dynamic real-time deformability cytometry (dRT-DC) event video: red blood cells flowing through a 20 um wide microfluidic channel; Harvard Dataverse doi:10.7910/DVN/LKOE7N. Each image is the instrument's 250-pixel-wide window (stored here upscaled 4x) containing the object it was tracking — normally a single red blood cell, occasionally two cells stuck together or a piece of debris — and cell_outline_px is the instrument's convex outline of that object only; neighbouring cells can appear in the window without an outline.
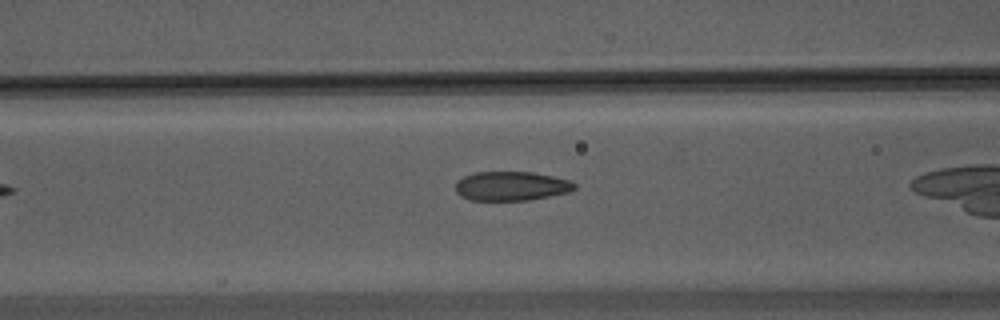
{"species": "Egyptian fruit bat (a non-hibernating species)", "species_latin": "Rousettus aegyptiacus", "temperature_condition": "warm", "stored_images_in_passage": 13, "camera_frame_rate_fps": 3000, "um_per_image_px": 0.085, "animal": {"sex": "male"}, "frame": {"image": 1, "passage_image": 11, "time_ms": 3.333, "image_size_px": [1000, 320], "cell_outline_px": [[576, 188], [568, 192], [528, 200], [468, 200], [460, 196], [456, 192], [456, 180], [464, 176], [476, 172], [532, 172], [572, 180], [576, 184]], "centroid_in_image_um": [43.44, 15.81], "position_along_channel_um": 123.2, "area_um2": 20.29}}